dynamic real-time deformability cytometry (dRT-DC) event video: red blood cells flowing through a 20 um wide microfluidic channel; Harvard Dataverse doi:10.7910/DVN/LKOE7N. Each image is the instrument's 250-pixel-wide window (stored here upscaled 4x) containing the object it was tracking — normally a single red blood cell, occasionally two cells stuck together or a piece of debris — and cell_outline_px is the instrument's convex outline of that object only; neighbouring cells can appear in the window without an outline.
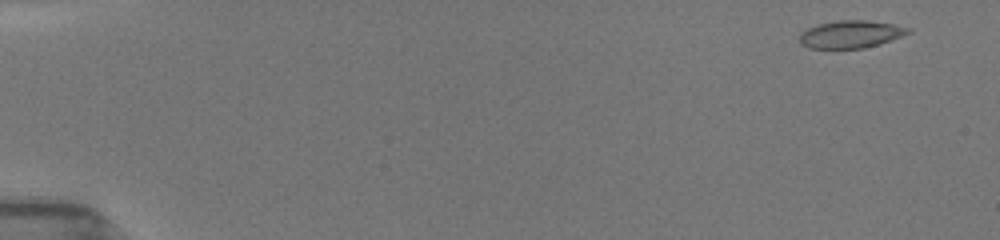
{"species": "common noctule bat (a hibernating species)", "species_latin": "Nyctalus noctula", "temperature_condition": "room temperature", "stored_images_in_passage": 51, "camera_frame_rate_fps": 3000, "um_per_image_px": 0.085, "animal": {"sex": "female", "body_mass_g": 19.5, "forearm_length_mm": 54.1}, "frame": {"image": 1, "passage_image": 2, "time_ms": 0.333, "image_size_px": [1000, 240], "cell_outline_px": [[912, 32], [880, 44], [864, 48], [808, 48], [800, 44], [800, 32], [808, 28], [820, 24], [836, 20], [868, 20], [892, 24], [912, 28]], "centroid_in_image_um": [72.33, 2.91], "position_along_channel_um": 12.7, "area_um2": 17.46}}
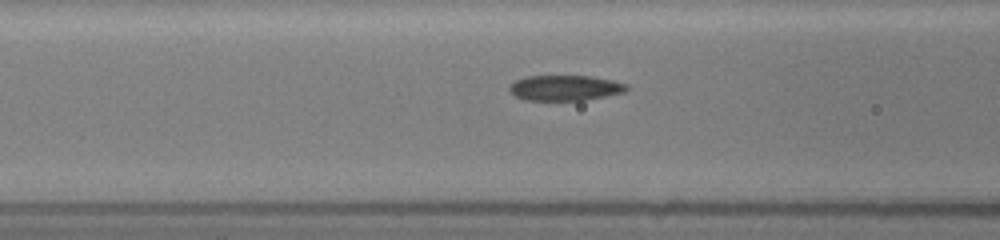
{"frame": {"image": 2, "passage_image": 21, "time_ms": 6.667, "image_size_px": [1000, 240], "cell_outline_px": [[628, 88], [624, 92], [584, 100], [524, 100], [508, 92], [508, 88], [516, 80], [524, 76], [592, 76], [612, 80], [628, 84]], "centroid_in_image_um": [48.0, 7.46], "position_along_channel_um": 118.6, "area_um2": 17.34}}
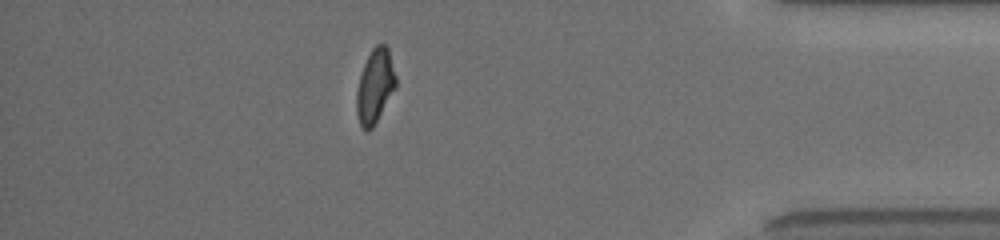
{"frame": {"image": 3, "passage_image": 45, "time_ms": 14.667, "image_size_px": [1000, 240], "cell_outline_px": [[396, 88], [372, 128], [368, 132], [364, 132], [360, 124], [356, 112], [356, 92], [360, 76], [364, 64], [372, 48], [376, 44], [384, 44], [388, 48], [396, 76]], "centroid_in_image_um": [31.87, 7.34], "position_along_channel_um": 403.3, "area_um2": 16.94}, "authors_computed_cell_mechanics": {"area_um2": 17.7446, "velocity_mm_per_s": 3.9719, "shape_relaxation_time_tau1_ms": null, "shape_relaxation_time_tau2_ms": 1.8231, "deformation_change_tau1": null, "deformation_change_tau2": 0.0836}}